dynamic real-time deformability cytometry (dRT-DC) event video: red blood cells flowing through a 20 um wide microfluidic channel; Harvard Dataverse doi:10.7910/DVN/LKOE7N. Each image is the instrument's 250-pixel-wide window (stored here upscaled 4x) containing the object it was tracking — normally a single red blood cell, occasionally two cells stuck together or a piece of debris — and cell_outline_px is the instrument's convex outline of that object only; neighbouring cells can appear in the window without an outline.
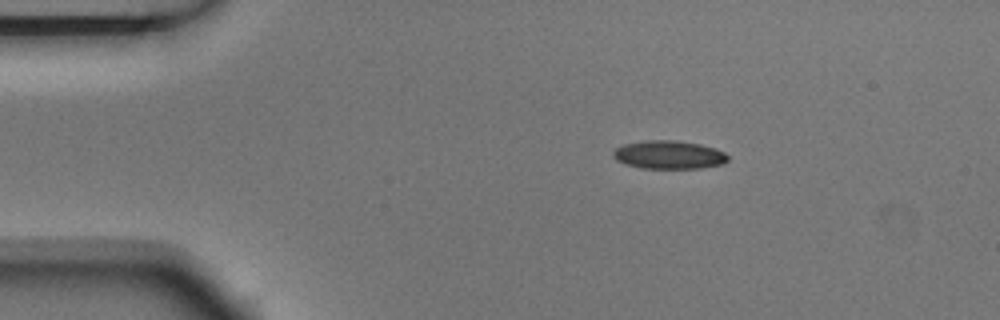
{"species": "Egyptian fruit bat (a non-hibernating species)", "species_latin": "Rousettus aegyptiacus", "temperature_condition": "room temperature", "stored_images_in_passage": 2, "camera_frame_rate_fps": 3000, "um_per_image_px": 0.085, "animal": {"sex": "male"}, "frame": {"image": 1, "passage_image": 1, "time_ms": 0.0, "image_size_px": [1000, 320], "cell_outline_px": [[728, 160], [724, 164], [700, 168], [640, 168], [624, 164], [616, 160], [612, 156], [612, 152], [616, 148], [624, 144], [644, 140], [672, 140], [700, 144], [716, 148], [724, 152], [728, 156]], "centroid_in_image_um": [56.84, 13.16], "position_along_channel_um": 28.2, "area_um2": 19.07}}